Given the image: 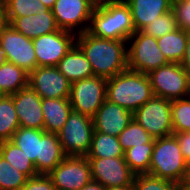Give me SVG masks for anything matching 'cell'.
Wrapping results in <instances>:
<instances>
[{"label":"cell","mask_w":190,"mask_h":190,"mask_svg":"<svg viewBox=\"0 0 190 190\" xmlns=\"http://www.w3.org/2000/svg\"><path fill=\"white\" fill-rule=\"evenodd\" d=\"M127 41L97 38L87 31L76 36V45L97 77L110 79L127 69Z\"/></svg>","instance_id":"obj_1"},{"label":"cell","mask_w":190,"mask_h":190,"mask_svg":"<svg viewBox=\"0 0 190 190\" xmlns=\"http://www.w3.org/2000/svg\"><path fill=\"white\" fill-rule=\"evenodd\" d=\"M87 32L97 38L128 41L135 32L129 5L124 0H98Z\"/></svg>","instance_id":"obj_2"},{"label":"cell","mask_w":190,"mask_h":190,"mask_svg":"<svg viewBox=\"0 0 190 190\" xmlns=\"http://www.w3.org/2000/svg\"><path fill=\"white\" fill-rule=\"evenodd\" d=\"M154 96L148 74L126 69L107 79L106 100L134 113Z\"/></svg>","instance_id":"obj_3"},{"label":"cell","mask_w":190,"mask_h":190,"mask_svg":"<svg viewBox=\"0 0 190 190\" xmlns=\"http://www.w3.org/2000/svg\"><path fill=\"white\" fill-rule=\"evenodd\" d=\"M188 165L174 134L154 139V147L147 174L180 183L185 178Z\"/></svg>","instance_id":"obj_4"},{"label":"cell","mask_w":190,"mask_h":190,"mask_svg":"<svg viewBox=\"0 0 190 190\" xmlns=\"http://www.w3.org/2000/svg\"><path fill=\"white\" fill-rule=\"evenodd\" d=\"M127 69L149 74L170 63L158 47L157 39L135 31L127 41ZM130 43V44H129Z\"/></svg>","instance_id":"obj_5"},{"label":"cell","mask_w":190,"mask_h":190,"mask_svg":"<svg viewBox=\"0 0 190 190\" xmlns=\"http://www.w3.org/2000/svg\"><path fill=\"white\" fill-rule=\"evenodd\" d=\"M94 132L93 118L71 111L62 129L57 133L66 156H86Z\"/></svg>","instance_id":"obj_6"},{"label":"cell","mask_w":190,"mask_h":190,"mask_svg":"<svg viewBox=\"0 0 190 190\" xmlns=\"http://www.w3.org/2000/svg\"><path fill=\"white\" fill-rule=\"evenodd\" d=\"M172 100L153 96L133 113L136 120L154 139L173 134Z\"/></svg>","instance_id":"obj_7"},{"label":"cell","mask_w":190,"mask_h":190,"mask_svg":"<svg viewBox=\"0 0 190 190\" xmlns=\"http://www.w3.org/2000/svg\"><path fill=\"white\" fill-rule=\"evenodd\" d=\"M154 96L169 100L186 97L190 73L179 63H168L149 74Z\"/></svg>","instance_id":"obj_8"},{"label":"cell","mask_w":190,"mask_h":190,"mask_svg":"<svg viewBox=\"0 0 190 190\" xmlns=\"http://www.w3.org/2000/svg\"><path fill=\"white\" fill-rule=\"evenodd\" d=\"M107 79L93 76L71 83L69 102L72 110L94 117L106 100Z\"/></svg>","instance_id":"obj_9"},{"label":"cell","mask_w":190,"mask_h":190,"mask_svg":"<svg viewBox=\"0 0 190 190\" xmlns=\"http://www.w3.org/2000/svg\"><path fill=\"white\" fill-rule=\"evenodd\" d=\"M98 0H56L52 13L59 29L76 35L88 30Z\"/></svg>","instance_id":"obj_10"},{"label":"cell","mask_w":190,"mask_h":190,"mask_svg":"<svg viewBox=\"0 0 190 190\" xmlns=\"http://www.w3.org/2000/svg\"><path fill=\"white\" fill-rule=\"evenodd\" d=\"M56 190H80L92 181L86 156H66L47 174Z\"/></svg>","instance_id":"obj_11"},{"label":"cell","mask_w":190,"mask_h":190,"mask_svg":"<svg viewBox=\"0 0 190 190\" xmlns=\"http://www.w3.org/2000/svg\"><path fill=\"white\" fill-rule=\"evenodd\" d=\"M0 47L8 62L23 68L28 73L37 67L33 40L16 31L8 23L1 29Z\"/></svg>","instance_id":"obj_12"},{"label":"cell","mask_w":190,"mask_h":190,"mask_svg":"<svg viewBox=\"0 0 190 190\" xmlns=\"http://www.w3.org/2000/svg\"><path fill=\"white\" fill-rule=\"evenodd\" d=\"M76 34L59 29L33 39L37 66H56L76 44Z\"/></svg>","instance_id":"obj_13"},{"label":"cell","mask_w":190,"mask_h":190,"mask_svg":"<svg viewBox=\"0 0 190 190\" xmlns=\"http://www.w3.org/2000/svg\"><path fill=\"white\" fill-rule=\"evenodd\" d=\"M87 159L92 181L100 183L105 188L133 185L136 174L129 168L124 157Z\"/></svg>","instance_id":"obj_14"},{"label":"cell","mask_w":190,"mask_h":190,"mask_svg":"<svg viewBox=\"0 0 190 190\" xmlns=\"http://www.w3.org/2000/svg\"><path fill=\"white\" fill-rule=\"evenodd\" d=\"M28 86L43 98H69L71 82L56 66H37L29 72Z\"/></svg>","instance_id":"obj_15"},{"label":"cell","mask_w":190,"mask_h":190,"mask_svg":"<svg viewBox=\"0 0 190 190\" xmlns=\"http://www.w3.org/2000/svg\"><path fill=\"white\" fill-rule=\"evenodd\" d=\"M20 127L44 130L42 98L29 86L12 95Z\"/></svg>","instance_id":"obj_16"},{"label":"cell","mask_w":190,"mask_h":190,"mask_svg":"<svg viewBox=\"0 0 190 190\" xmlns=\"http://www.w3.org/2000/svg\"><path fill=\"white\" fill-rule=\"evenodd\" d=\"M132 119L131 111L105 100L93 117L94 132L118 137Z\"/></svg>","instance_id":"obj_17"},{"label":"cell","mask_w":190,"mask_h":190,"mask_svg":"<svg viewBox=\"0 0 190 190\" xmlns=\"http://www.w3.org/2000/svg\"><path fill=\"white\" fill-rule=\"evenodd\" d=\"M9 25L32 40L59 30L51 9H42L35 15L16 17Z\"/></svg>","instance_id":"obj_18"},{"label":"cell","mask_w":190,"mask_h":190,"mask_svg":"<svg viewBox=\"0 0 190 190\" xmlns=\"http://www.w3.org/2000/svg\"><path fill=\"white\" fill-rule=\"evenodd\" d=\"M130 7L135 31H140L155 18L172 8V0H124Z\"/></svg>","instance_id":"obj_19"},{"label":"cell","mask_w":190,"mask_h":190,"mask_svg":"<svg viewBox=\"0 0 190 190\" xmlns=\"http://www.w3.org/2000/svg\"><path fill=\"white\" fill-rule=\"evenodd\" d=\"M66 155L56 133H47L40 130V149L37 157V173L48 174Z\"/></svg>","instance_id":"obj_20"},{"label":"cell","mask_w":190,"mask_h":190,"mask_svg":"<svg viewBox=\"0 0 190 190\" xmlns=\"http://www.w3.org/2000/svg\"><path fill=\"white\" fill-rule=\"evenodd\" d=\"M56 68L71 83L95 76L90 62L76 44L57 63Z\"/></svg>","instance_id":"obj_21"},{"label":"cell","mask_w":190,"mask_h":190,"mask_svg":"<svg viewBox=\"0 0 190 190\" xmlns=\"http://www.w3.org/2000/svg\"><path fill=\"white\" fill-rule=\"evenodd\" d=\"M41 105L44 117V131L57 134L72 111L69 98H43Z\"/></svg>","instance_id":"obj_22"},{"label":"cell","mask_w":190,"mask_h":190,"mask_svg":"<svg viewBox=\"0 0 190 190\" xmlns=\"http://www.w3.org/2000/svg\"><path fill=\"white\" fill-rule=\"evenodd\" d=\"M29 73L21 67L6 61L0 67V93L13 95L28 87Z\"/></svg>","instance_id":"obj_23"},{"label":"cell","mask_w":190,"mask_h":190,"mask_svg":"<svg viewBox=\"0 0 190 190\" xmlns=\"http://www.w3.org/2000/svg\"><path fill=\"white\" fill-rule=\"evenodd\" d=\"M158 47L170 63H181L184 58L187 32L178 28L160 38H157Z\"/></svg>","instance_id":"obj_24"},{"label":"cell","mask_w":190,"mask_h":190,"mask_svg":"<svg viewBox=\"0 0 190 190\" xmlns=\"http://www.w3.org/2000/svg\"><path fill=\"white\" fill-rule=\"evenodd\" d=\"M87 158L124 157L118 137L102 132H93L91 147Z\"/></svg>","instance_id":"obj_25"},{"label":"cell","mask_w":190,"mask_h":190,"mask_svg":"<svg viewBox=\"0 0 190 190\" xmlns=\"http://www.w3.org/2000/svg\"><path fill=\"white\" fill-rule=\"evenodd\" d=\"M24 154L35 164L37 171V157L40 149V130L34 128L19 127L11 140Z\"/></svg>","instance_id":"obj_26"},{"label":"cell","mask_w":190,"mask_h":190,"mask_svg":"<svg viewBox=\"0 0 190 190\" xmlns=\"http://www.w3.org/2000/svg\"><path fill=\"white\" fill-rule=\"evenodd\" d=\"M0 155L28 178L38 175L35 164L10 140L0 143Z\"/></svg>","instance_id":"obj_27"},{"label":"cell","mask_w":190,"mask_h":190,"mask_svg":"<svg viewBox=\"0 0 190 190\" xmlns=\"http://www.w3.org/2000/svg\"><path fill=\"white\" fill-rule=\"evenodd\" d=\"M20 127L12 95L0 97V143L11 140Z\"/></svg>","instance_id":"obj_28"},{"label":"cell","mask_w":190,"mask_h":190,"mask_svg":"<svg viewBox=\"0 0 190 190\" xmlns=\"http://www.w3.org/2000/svg\"><path fill=\"white\" fill-rule=\"evenodd\" d=\"M154 147V139L142 146H134L124 152V158L129 168L137 174L149 172L151 155Z\"/></svg>","instance_id":"obj_29"},{"label":"cell","mask_w":190,"mask_h":190,"mask_svg":"<svg viewBox=\"0 0 190 190\" xmlns=\"http://www.w3.org/2000/svg\"><path fill=\"white\" fill-rule=\"evenodd\" d=\"M6 23H10L16 17L37 14L46 9L40 0H3Z\"/></svg>","instance_id":"obj_30"},{"label":"cell","mask_w":190,"mask_h":190,"mask_svg":"<svg viewBox=\"0 0 190 190\" xmlns=\"http://www.w3.org/2000/svg\"><path fill=\"white\" fill-rule=\"evenodd\" d=\"M118 139L125 152L134 146L138 147L150 143L154 138L136 120L132 119L119 134Z\"/></svg>","instance_id":"obj_31"},{"label":"cell","mask_w":190,"mask_h":190,"mask_svg":"<svg viewBox=\"0 0 190 190\" xmlns=\"http://www.w3.org/2000/svg\"><path fill=\"white\" fill-rule=\"evenodd\" d=\"M28 177L0 155V190H20Z\"/></svg>","instance_id":"obj_32"},{"label":"cell","mask_w":190,"mask_h":190,"mask_svg":"<svg viewBox=\"0 0 190 190\" xmlns=\"http://www.w3.org/2000/svg\"><path fill=\"white\" fill-rule=\"evenodd\" d=\"M171 116L173 132L190 131V101L186 98L172 100Z\"/></svg>","instance_id":"obj_33"},{"label":"cell","mask_w":190,"mask_h":190,"mask_svg":"<svg viewBox=\"0 0 190 190\" xmlns=\"http://www.w3.org/2000/svg\"><path fill=\"white\" fill-rule=\"evenodd\" d=\"M176 29H178L177 21L170 10L155 18L152 23L147 24L140 31L157 39Z\"/></svg>","instance_id":"obj_34"},{"label":"cell","mask_w":190,"mask_h":190,"mask_svg":"<svg viewBox=\"0 0 190 190\" xmlns=\"http://www.w3.org/2000/svg\"><path fill=\"white\" fill-rule=\"evenodd\" d=\"M134 190H179V183L161 179L150 174H137L133 182Z\"/></svg>","instance_id":"obj_35"},{"label":"cell","mask_w":190,"mask_h":190,"mask_svg":"<svg viewBox=\"0 0 190 190\" xmlns=\"http://www.w3.org/2000/svg\"><path fill=\"white\" fill-rule=\"evenodd\" d=\"M178 28L190 32V1L172 2L171 8Z\"/></svg>","instance_id":"obj_36"},{"label":"cell","mask_w":190,"mask_h":190,"mask_svg":"<svg viewBox=\"0 0 190 190\" xmlns=\"http://www.w3.org/2000/svg\"><path fill=\"white\" fill-rule=\"evenodd\" d=\"M20 190H56V188L47 174H38L28 178Z\"/></svg>","instance_id":"obj_37"},{"label":"cell","mask_w":190,"mask_h":190,"mask_svg":"<svg viewBox=\"0 0 190 190\" xmlns=\"http://www.w3.org/2000/svg\"><path fill=\"white\" fill-rule=\"evenodd\" d=\"M176 136L179 147L184 159L190 164V131L189 132H173Z\"/></svg>","instance_id":"obj_38"},{"label":"cell","mask_w":190,"mask_h":190,"mask_svg":"<svg viewBox=\"0 0 190 190\" xmlns=\"http://www.w3.org/2000/svg\"><path fill=\"white\" fill-rule=\"evenodd\" d=\"M180 64L190 73V32H187L185 55Z\"/></svg>","instance_id":"obj_39"},{"label":"cell","mask_w":190,"mask_h":190,"mask_svg":"<svg viewBox=\"0 0 190 190\" xmlns=\"http://www.w3.org/2000/svg\"><path fill=\"white\" fill-rule=\"evenodd\" d=\"M80 190H105V187L98 182L91 181L90 183L83 186Z\"/></svg>","instance_id":"obj_40"},{"label":"cell","mask_w":190,"mask_h":190,"mask_svg":"<svg viewBox=\"0 0 190 190\" xmlns=\"http://www.w3.org/2000/svg\"><path fill=\"white\" fill-rule=\"evenodd\" d=\"M6 24L3 2L0 1V32L3 26Z\"/></svg>","instance_id":"obj_41"},{"label":"cell","mask_w":190,"mask_h":190,"mask_svg":"<svg viewBox=\"0 0 190 190\" xmlns=\"http://www.w3.org/2000/svg\"><path fill=\"white\" fill-rule=\"evenodd\" d=\"M105 190H134L133 185L106 187Z\"/></svg>","instance_id":"obj_42"},{"label":"cell","mask_w":190,"mask_h":190,"mask_svg":"<svg viewBox=\"0 0 190 190\" xmlns=\"http://www.w3.org/2000/svg\"><path fill=\"white\" fill-rule=\"evenodd\" d=\"M46 9H52L56 0H40Z\"/></svg>","instance_id":"obj_43"},{"label":"cell","mask_w":190,"mask_h":190,"mask_svg":"<svg viewBox=\"0 0 190 190\" xmlns=\"http://www.w3.org/2000/svg\"><path fill=\"white\" fill-rule=\"evenodd\" d=\"M179 190H190V185L183 180L179 183Z\"/></svg>","instance_id":"obj_44"},{"label":"cell","mask_w":190,"mask_h":190,"mask_svg":"<svg viewBox=\"0 0 190 190\" xmlns=\"http://www.w3.org/2000/svg\"><path fill=\"white\" fill-rule=\"evenodd\" d=\"M5 53L3 52L2 48L0 47V67L6 62Z\"/></svg>","instance_id":"obj_45"},{"label":"cell","mask_w":190,"mask_h":190,"mask_svg":"<svg viewBox=\"0 0 190 190\" xmlns=\"http://www.w3.org/2000/svg\"><path fill=\"white\" fill-rule=\"evenodd\" d=\"M184 181L188 185H190V164L188 165V169L186 170V175H185Z\"/></svg>","instance_id":"obj_46"},{"label":"cell","mask_w":190,"mask_h":190,"mask_svg":"<svg viewBox=\"0 0 190 190\" xmlns=\"http://www.w3.org/2000/svg\"><path fill=\"white\" fill-rule=\"evenodd\" d=\"M188 101H190V81H189V85H188V89H187V93H186V97H185Z\"/></svg>","instance_id":"obj_47"},{"label":"cell","mask_w":190,"mask_h":190,"mask_svg":"<svg viewBox=\"0 0 190 190\" xmlns=\"http://www.w3.org/2000/svg\"><path fill=\"white\" fill-rule=\"evenodd\" d=\"M172 2H184V0H172Z\"/></svg>","instance_id":"obj_48"},{"label":"cell","mask_w":190,"mask_h":190,"mask_svg":"<svg viewBox=\"0 0 190 190\" xmlns=\"http://www.w3.org/2000/svg\"><path fill=\"white\" fill-rule=\"evenodd\" d=\"M99 1H117V0H99Z\"/></svg>","instance_id":"obj_49"}]
</instances>
